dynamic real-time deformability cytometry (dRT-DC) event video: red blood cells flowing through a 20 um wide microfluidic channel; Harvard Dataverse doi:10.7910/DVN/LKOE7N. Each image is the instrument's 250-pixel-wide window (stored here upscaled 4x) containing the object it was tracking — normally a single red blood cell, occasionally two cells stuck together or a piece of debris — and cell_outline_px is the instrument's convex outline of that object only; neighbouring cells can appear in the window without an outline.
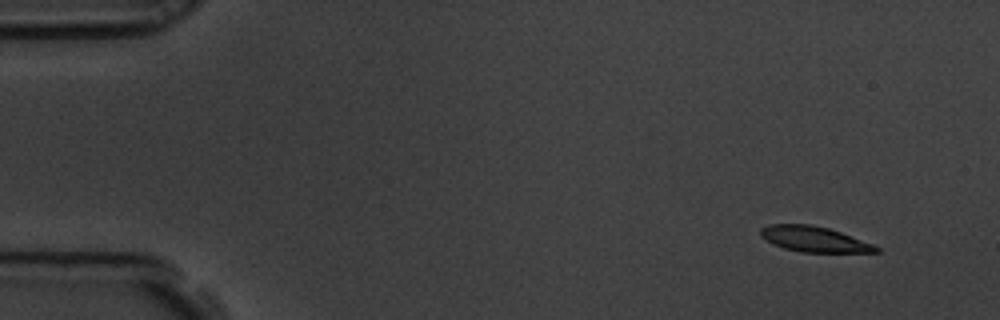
{"species": "common noctule bat (a hibernating species)", "species_latin": "Nyctalus noctula", "temperature_condition": "room temperature", "stored_images_in_passage": 5, "camera_frame_rate_fps": 3000, "um_per_image_px": 0.085, "animal": {"sex": "male", "body_mass_g": 19.5, "forearm_length_mm": 54.6}, "frame": {"image": 1, "passage_image": 1, "time_ms": 0.0, "image_size_px": [1000, 320], "cell_outline_px": [[880, 252], [800, 252], [784, 248], [760, 236], [760, 228], [768, 224], [808, 224], [828, 228], [840, 232], [872, 244], [880, 248]], "centroid_in_image_um": [69.19, 20.32], "position_along_channel_um": 15.8, "area_um2": 16.88}}
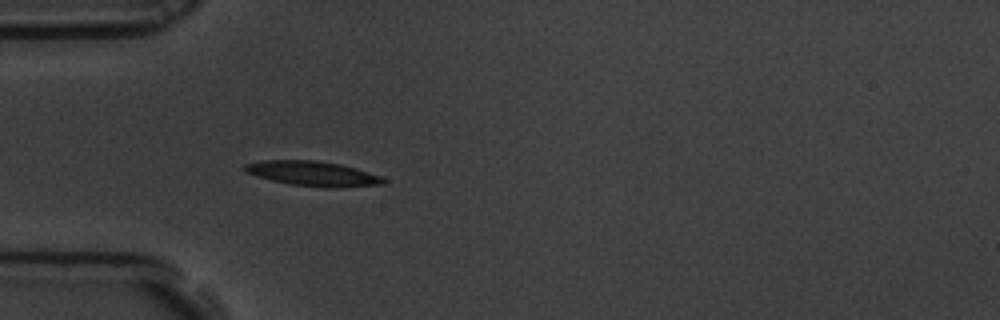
{"frame": {"image": 2, "passage_image": 5, "time_ms": 1.333, "image_size_px": [1000, 320], "cell_outline_px": [[388, 180], [384, 184], [328, 188], [292, 184], [272, 180], [256, 176], [244, 172], [244, 164], [264, 160], [316, 160], [340, 164], [380, 176]], "centroid_in_image_um": [26.56, 14.75], "position_along_channel_um": 58.4, "area_um2": 19.83}}